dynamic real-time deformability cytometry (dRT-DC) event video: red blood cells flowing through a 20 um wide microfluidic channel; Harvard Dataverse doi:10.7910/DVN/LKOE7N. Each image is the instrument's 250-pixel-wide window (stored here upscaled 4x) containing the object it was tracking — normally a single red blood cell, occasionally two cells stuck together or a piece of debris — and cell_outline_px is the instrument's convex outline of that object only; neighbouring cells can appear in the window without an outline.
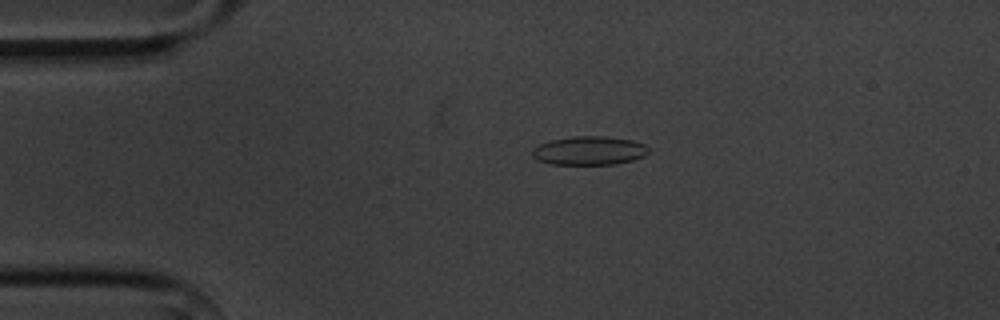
{"species": "common noctule bat (a hibernating species)", "species_latin": "Nyctalus noctula", "temperature_condition": "cold", "stored_images_in_passage": 2, "camera_frame_rate_fps": 3000, "um_per_image_px": 0.085, "animal": {"sex": "male", "body_mass_g": 20.1, "forearm_length_mm": 53.5}, "frame": {"image": 1, "passage_image": 1, "time_ms": 0.0, "image_size_px": [1000, 320], "cell_outline_px": [[648, 152], [644, 156], [632, 160], [616, 164], [552, 164], [536, 160], [532, 156], [532, 148], [540, 144], [552, 140], [572, 136], [604, 136], [632, 140], [644, 144], [648, 148]], "centroid_in_image_um": [50.06, 12.8], "position_along_channel_um": 34.9, "area_um2": 19.42}}